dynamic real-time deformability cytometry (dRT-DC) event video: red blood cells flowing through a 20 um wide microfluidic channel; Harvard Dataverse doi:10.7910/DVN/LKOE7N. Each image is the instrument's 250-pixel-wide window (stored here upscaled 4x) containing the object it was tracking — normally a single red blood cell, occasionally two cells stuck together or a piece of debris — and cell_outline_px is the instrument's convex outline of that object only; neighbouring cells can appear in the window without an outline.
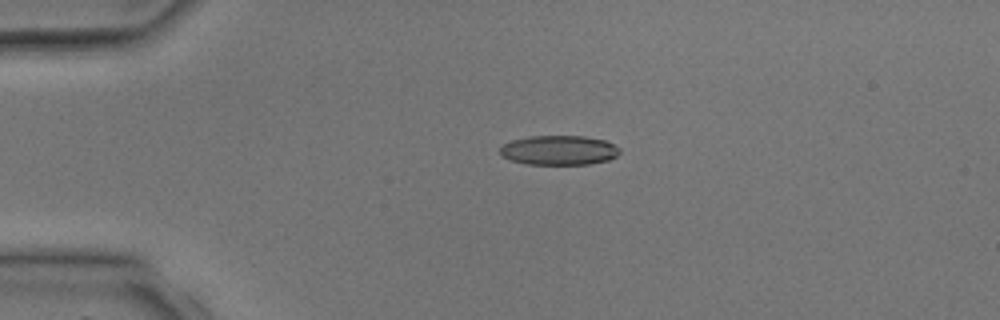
{"species": "common noctule bat (a hibernating species)", "species_latin": "Nyctalus noctula", "temperature_condition": "room temperature", "stored_images_in_passage": 3, "camera_frame_rate_fps": 3000, "um_per_image_px": 0.085, "animal": {"sex": "male", "body_mass_g": 17.9, "forearm_length_mm": 54.2}, "frame": {"image": 1, "passage_image": 2, "time_ms": 2.0, "image_size_px": [1000, 320], "cell_outline_px": [[620, 152], [616, 156], [608, 160], [588, 164], [528, 164], [508, 160], [500, 156], [500, 148], [504, 144], [512, 140], [528, 136], [584, 136], [604, 140], [620, 148]], "centroid_in_image_um": [47.48, 12.77], "position_along_channel_um": 37.5, "area_um2": 20.63}}